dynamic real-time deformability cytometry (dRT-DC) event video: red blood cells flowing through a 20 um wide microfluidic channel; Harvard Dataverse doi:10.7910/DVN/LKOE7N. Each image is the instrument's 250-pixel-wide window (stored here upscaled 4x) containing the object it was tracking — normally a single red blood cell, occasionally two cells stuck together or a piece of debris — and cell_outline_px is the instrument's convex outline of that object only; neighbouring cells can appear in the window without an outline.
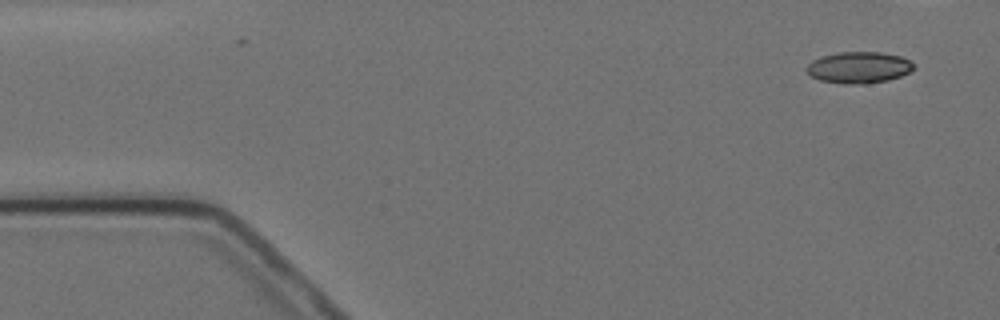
{"species": "Egyptian fruit bat (a non-hibernating species)", "species_latin": "Rousettus aegyptiacus", "temperature_condition": "cold", "stored_images_in_passage": 8, "camera_frame_rate_fps": 3000, "um_per_image_px": 0.085, "animal": {"sex": "female"}, "frame": {"image": 1, "passage_image": 1, "time_ms": 0.0, "image_size_px": [1000, 320], "cell_outline_px": [[916, 68], [900, 76], [888, 80], [864, 84], [844, 84], [820, 80], [812, 76], [804, 68], [812, 60], [820, 56], [840, 52], [880, 52], [900, 56], [916, 64]], "centroid_in_image_um": [73.0, 5.73], "position_along_channel_um": 12.0, "area_um2": 19.71}}
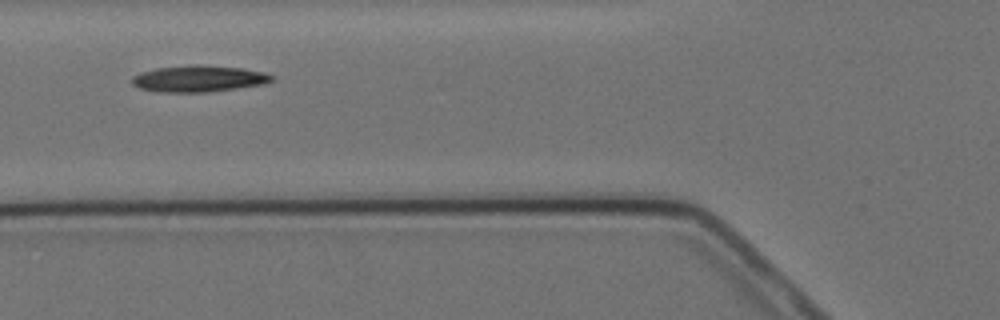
{"frame": {"image": 2, "passage_image": 7, "time_ms": 7.0, "image_size_px": [1000, 320], "cell_outline_px": [[276, 80], [264, 84], [204, 92], [156, 92], [140, 88], [132, 84], [132, 76], [140, 72], [156, 68], [196, 64], [240, 68], [264, 72], [276, 76]], "centroid_in_image_um": [16.89, 6.68], "position_along_channel_um": 108.9, "area_um2": 21.56}}
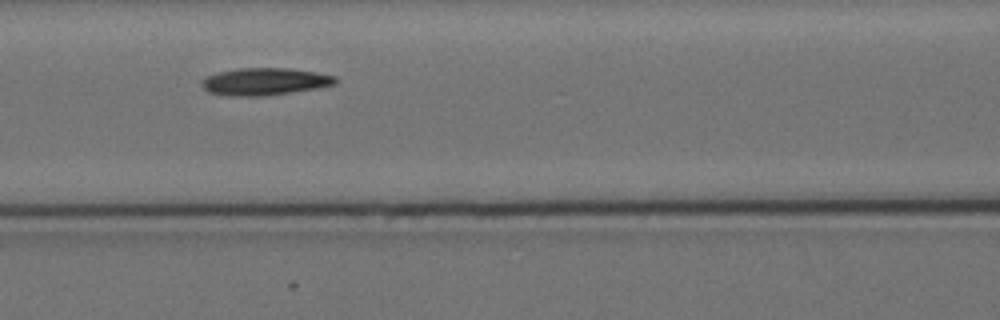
{"frame": {"image": 3, "passage_image": 8, "time_ms": 8.0, "image_size_px": [1000, 320], "cell_outline_px": [[340, 80], [336, 84], [316, 88], [292, 92], [264, 96], [224, 96], [208, 92], [200, 84], [200, 80], [208, 76], [220, 72], [240, 68], [288, 68], [316, 72], [336, 76]], "centroid_in_image_um": [22.51, 6.94], "position_along_channel_um": 144.1, "area_um2": 21.39}}